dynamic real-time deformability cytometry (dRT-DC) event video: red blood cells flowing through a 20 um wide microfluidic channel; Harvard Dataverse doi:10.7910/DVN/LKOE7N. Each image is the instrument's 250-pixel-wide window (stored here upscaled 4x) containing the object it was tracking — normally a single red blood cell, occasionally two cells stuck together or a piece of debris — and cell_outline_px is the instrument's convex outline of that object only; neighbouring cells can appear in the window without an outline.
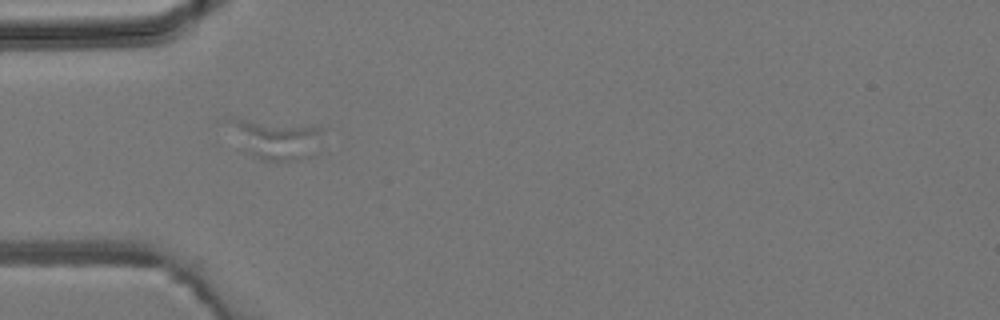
{"species": "common noctule bat (a hibernating species)", "species_latin": "Nyctalus noctula", "temperature_condition": "room temperature", "stored_images_in_passage": 7, "camera_frame_rate_fps": 3000, "um_per_image_px": 0.085, "animal": {"sex": "male", "body_mass_g": 19.2, "forearm_length_mm": 51.8}, "frame": {"image": 1, "passage_image": 3, "time_ms": 2.333, "image_size_px": [1000, 320], "cell_outline_px": [[320, 128], [300, 156], [292, 160], [260, 160], [252, 156], [248, 152], [224, 116], [232, 116]], "centroid_in_image_um": [23.12, 11.73], "position_along_channel_um": 61.9, "area_um2": 19.19}}
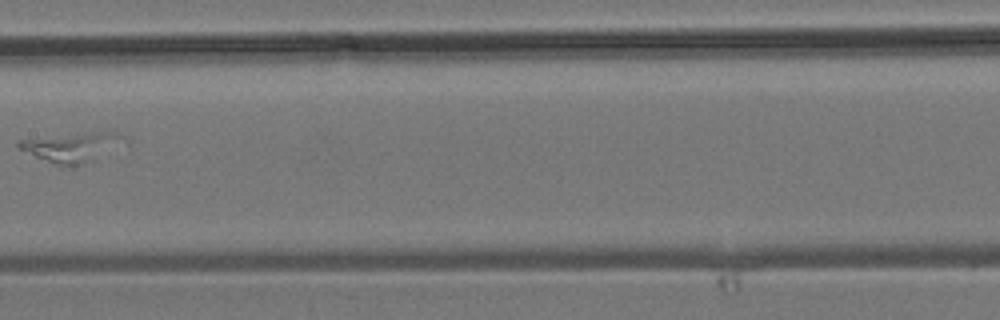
{"frame": {"image": 2, "passage_image": 6, "time_ms": 6.0, "image_size_px": [1000, 320], "cell_outline_px": [[132, 140], [128, 144], [76, 164], [56, 164], [36, 156], [20, 148], [16, 144], [16, 140], [92, 132], [116, 132]], "centroid_in_image_um": [6.22, 12.44], "position_along_channel_um": 201.2, "area_um2": 17.28}}
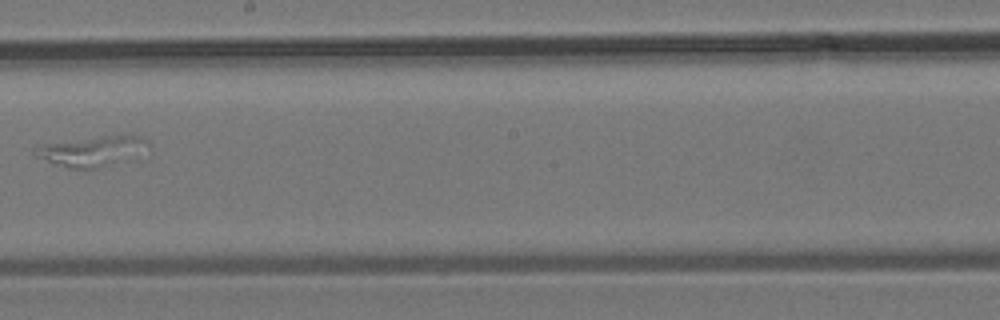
{"frame": {"image": 3, "passage_image": 7, "time_ms": 7.0, "image_size_px": [1000, 320], "cell_outline_px": [[152, 152], [92, 168], [68, 168], [32, 156], [32, 148], [44, 144], [104, 136], [140, 136], [148, 140], [152, 148]], "centroid_in_image_um": [7.87, 12.84], "position_along_channel_um": 240.3, "area_um2": 19.77}}